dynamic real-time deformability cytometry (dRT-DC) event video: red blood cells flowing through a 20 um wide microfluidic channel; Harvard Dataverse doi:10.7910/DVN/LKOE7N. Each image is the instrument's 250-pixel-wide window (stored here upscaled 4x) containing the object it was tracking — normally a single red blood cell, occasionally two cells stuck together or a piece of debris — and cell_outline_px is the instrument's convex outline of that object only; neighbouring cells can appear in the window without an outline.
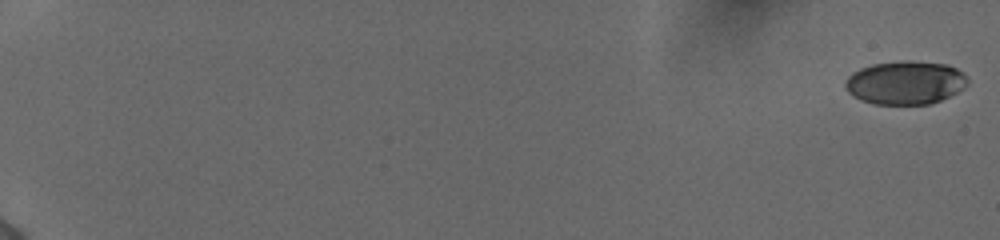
{"species": "human", "species_latin": "Homo sapiens", "temperature_condition": "cold", "stored_images_in_passage": 56, "camera_frame_rate_fps": 3000, "um_per_image_px": 0.085, "donor": {"sex": "female"}, "frame": {"image": 1, "passage_image": 1, "time_ms": 0.0, "image_size_px": [1000, 240], "cell_outline_px": [[968, 84], [964, 88], [940, 100], [928, 104], [876, 104], [860, 100], [852, 96], [844, 88], [844, 80], [852, 72], [860, 68], [872, 64], [904, 60], [908, 60], [948, 64], [964, 72], [968, 80]], "centroid_in_image_um": [76.93, 7.01], "position_along_channel_um": 8.1, "area_um2": 31.27}}
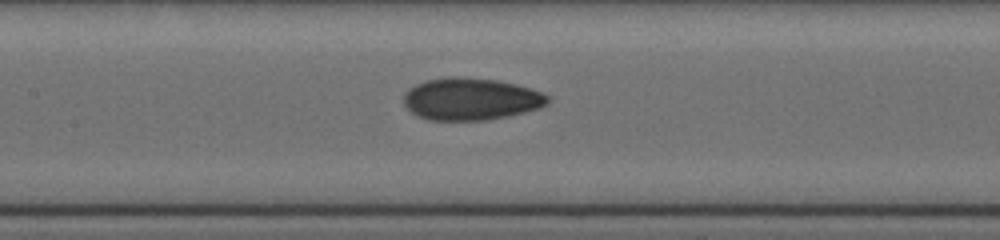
{"frame": {"image": 2, "passage_image": 31, "time_ms": 10.0, "image_size_px": [1000, 240], "cell_outline_px": [[548, 104], [540, 108], [508, 116], [488, 120], [428, 120], [412, 112], [404, 104], [404, 92], [408, 88], [416, 84], [428, 80], [448, 76], [460, 76], [496, 80], [516, 84], [540, 92], [548, 96]], "centroid_in_image_um": [40.01, 8.41], "position_along_channel_um": 167.4, "area_um2": 35.37}}
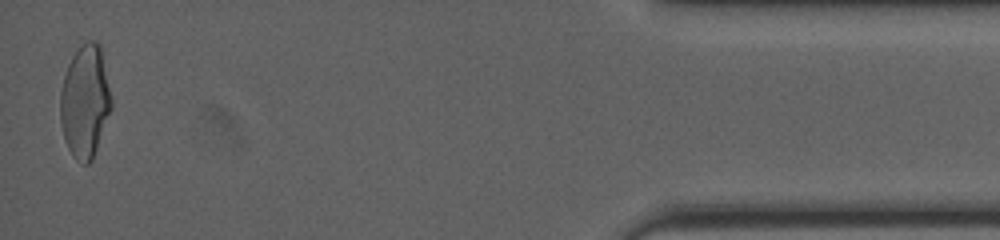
{"frame": {"image": 3, "passage_image": 56, "time_ms": 18.333, "image_size_px": [1000, 240], "cell_outline_px": [[112, 108], [92, 160], [88, 164], [80, 164], [72, 156], [64, 140], [60, 120], [60, 92], [64, 76], [68, 64], [72, 56], [88, 40], [96, 40], [100, 44], [112, 100]], "centroid_in_image_um": [7.22, 8.66], "position_along_channel_um": 428.0, "area_um2": 33.58}, "authors_computed_cell_mechanics": {"area_um2": 33.0327, "velocity_mm_per_s": 3.9014, "shape_relaxation_time_tau1_ms": 5.9288, "shape_relaxation_time_tau2_ms": 1.8422, "deformation_change_tau1": 0.1647, "deformation_change_tau2": 0.0676}}